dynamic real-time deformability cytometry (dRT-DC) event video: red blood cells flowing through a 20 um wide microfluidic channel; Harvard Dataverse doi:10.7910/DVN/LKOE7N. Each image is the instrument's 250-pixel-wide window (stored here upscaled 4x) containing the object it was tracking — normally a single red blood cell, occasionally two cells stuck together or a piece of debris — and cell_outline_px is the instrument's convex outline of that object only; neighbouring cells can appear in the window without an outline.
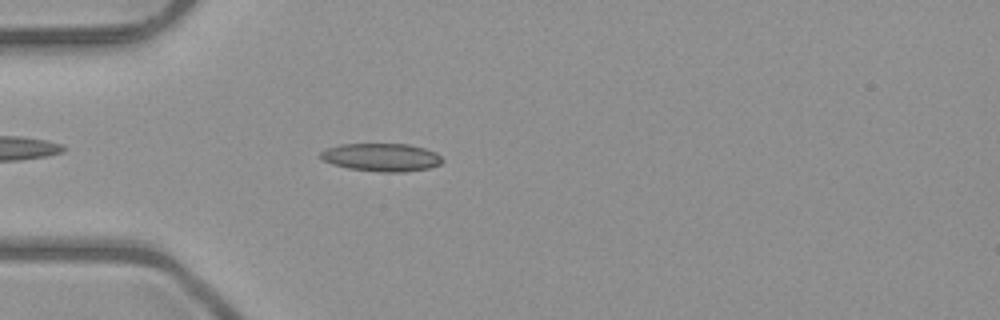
{"species": "common noctule bat (a hibernating species)", "species_latin": "Nyctalus noctula", "temperature_condition": "room temperature", "stored_images_in_passage": 41, "camera_frame_rate_fps": 3000, "um_per_image_px": 0.085, "animal": {"sex": "male", "body_mass_g": 23.1, "forearm_length_mm": 52.7}, "frame": {"image": 1, "passage_image": 5, "time_ms": 1.333, "image_size_px": [1000, 320], "cell_outline_px": [[444, 160], [440, 164], [428, 168], [404, 172], [380, 172], [348, 168], [332, 164], [324, 160], [320, 156], [320, 152], [328, 148], [340, 144], [408, 144], [424, 148], [436, 152]], "centroid_in_image_um": [32.44, 13.37], "position_along_channel_um": 52.6, "area_um2": 19.83}}
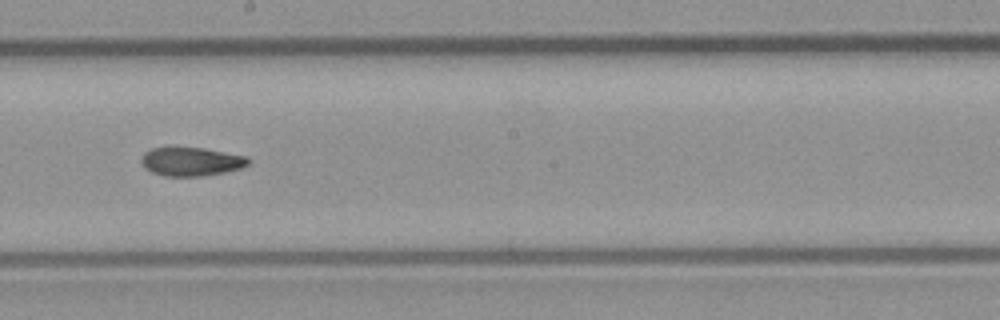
{"frame": {"image": 2, "passage_image": 19, "time_ms": 6.0, "image_size_px": [1000, 320], "cell_outline_px": [[252, 160], [248, 164], [240, 168], [224, 172], [204, 176], [164, 176], [152, 172], [144, 168], [140, 164], [140, 156], [144, 152], [152, 148], [204, 148], [248, 156]], "centroid_in_image_um": [16.24, 13.74], "position_along_channel_um": 232.0, "area_um2": 18.03}}
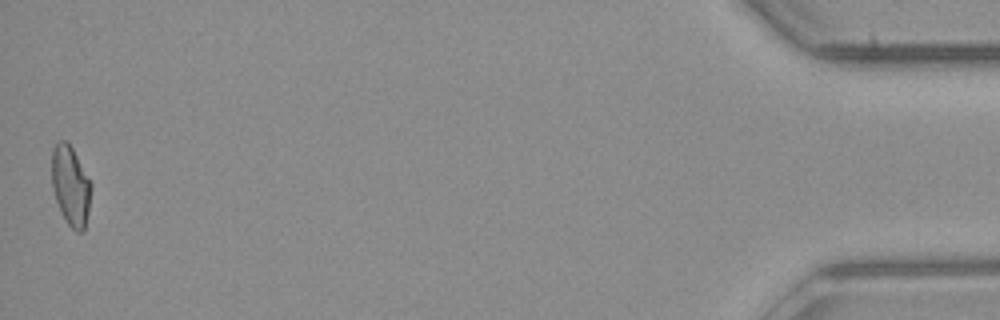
{"frame": {"image": 3, "passage_image": 41, "time_ms": 13.333, "image_size_px": [1000, 320], "cell_outline_px": [[92, 188], [88, 212], [84, 232], [76, 232], [68, 224], [56, 200], [52, 188], [52, 148], [60, 140], [64, 140], [72, 148], [92, 184]], "centroid_in_image_um": [6.01, 15.8], "position_along_channel_um": 429.2, "area_um2": 18.09}, "authors_computed_cell_mechanics": {"area_um2": 18.4382, "velocity_mm_per_s": 4.0347, "shape_relaxation_time_tau1_ms": null, "shape_relaxation_time_tau2_ms": 4.4638, "deformation_change_tau1": null, "deformation_change_tau2": 0.1057}}